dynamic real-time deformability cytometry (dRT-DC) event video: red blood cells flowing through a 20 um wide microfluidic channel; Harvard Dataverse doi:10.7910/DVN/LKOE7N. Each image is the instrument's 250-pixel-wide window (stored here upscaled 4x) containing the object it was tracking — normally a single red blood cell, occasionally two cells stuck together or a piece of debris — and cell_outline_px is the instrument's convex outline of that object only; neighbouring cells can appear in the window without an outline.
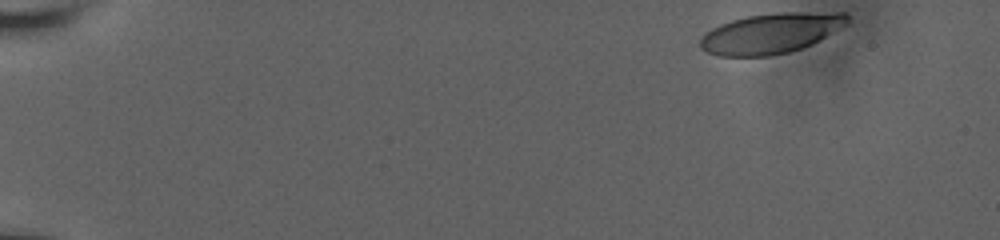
{"species": "human", "species_latin": "Homo sapiens", "temperature_condition": "room temperature", "stored_images_in_passage": 33, "camera_frame_rate_fps": 3000, "um_per_image_px": 0.085, "donor": {"sex": "male"}, "frame": {"image": 1, "passage_image": 1, "time_ms": 0.0, "image_size_px": [1000, 240], "cell_outline_px": [[848, 20], [844, 24], [812, 44], [788, 52], [768, 56], [720, 56], [708, 52], [700, 48], [700, 40], [704, 32], [720, 24], [732, 20], [748, 16], [780, 12], [844, 12], [848, 16]], "centroid_in_image_um": [65.47, 2.82], "position_along_channel_um": 19.5, "area_um2": 34.16}}
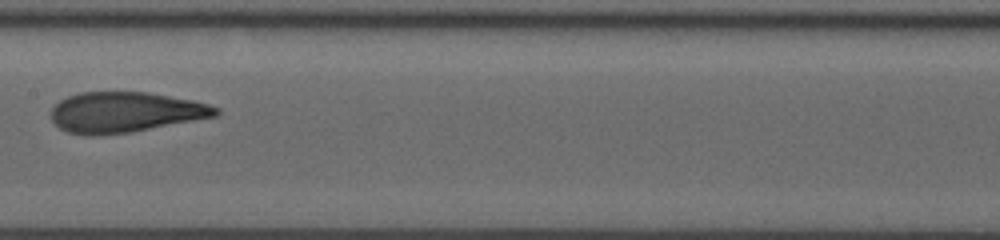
{"frame": {"image": 2, "passage_image": 18, "time_ms": 8.667, "image_size_px": [1000, 240], "cell_outline_px": [[220, 112], [216, 116], [132, 132], [92, 136], [88, 136], [68, 132], [60, 128], [52, 120], [52, 108], [60, 100], [68, 96], [80, 92], [148, 92], [192, 100], [208, 104], [220, 108]], "centroid_in_image_um": [10.64, 9.54], "position_along_channel_um": 196.8, "area_um2": 38.73}}
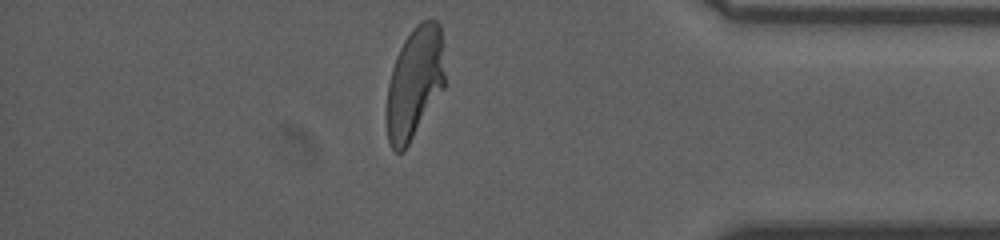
{"frame": {"image": 3, "passage_image": 32, "time_ms": 14.667, "image_size_px": [1000, 240], "cell_outline_px": [[444, 88], [408, 144], [400, 152], [396, 152], [392, 148], [388, 140], [384, 116], [388, 84], [392, 68], [396, 56], [404, 40], [412, 28], [420, 20], [436, 20], [440, 24], [444, 72]], "centroid_in_image_um": [35.2, 7.04], "position_along_channel_um": 400.0, "area_um2": 37.97}, "authors_computed_cell_mechanics": {"area_um2": 38.5526, "velocity_mm_per_s": 3.7782, "shape_relaxation_time_tau1_ms": null, "shape_relaxation_time_tau2_ms": 1.0285, "deformation_change_tau1": null, "deformation_change_tau2": 0.0819}}